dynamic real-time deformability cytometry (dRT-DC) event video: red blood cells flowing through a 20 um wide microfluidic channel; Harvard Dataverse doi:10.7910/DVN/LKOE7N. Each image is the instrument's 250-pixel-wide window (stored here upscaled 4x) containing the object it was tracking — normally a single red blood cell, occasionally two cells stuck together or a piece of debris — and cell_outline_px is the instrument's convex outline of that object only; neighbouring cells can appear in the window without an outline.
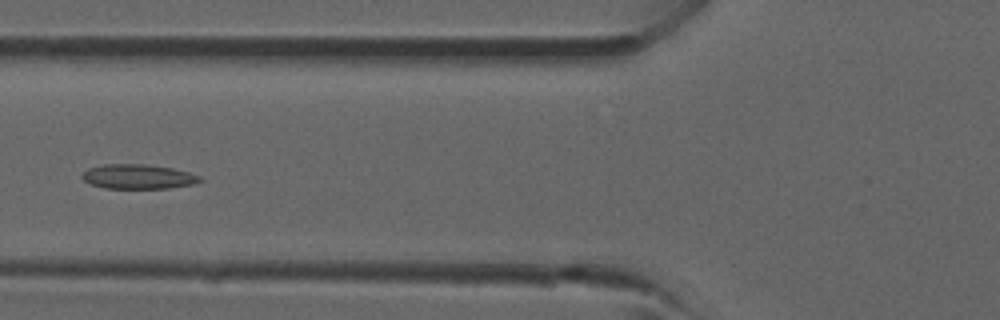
{"species": "common noctule bat (a hibernating species)", "species_latin": "Nyctalus noctula", "temperature_condition": "room temperature", "stored_images_in_passage": 36, "camera_frame_rate_fps": 3000, "um_per_image_px": 0.085, "animal": {"sex": "male", "forearm_length_mm": 52.5}, "frame": {"image": 1, "passage_image": 11, "time_ms": 3.333, "image_size_px": [1000, 320], "cell_outline_px": [[204, 180], [192, 184], [168, 188], [104, 188], [92, 184], [84, 180], [80, 176], [88, 168], [104, 164], [148, 164], [172, 168], [188, 172], [200, 176]], "centroid_in_image_um": [11.74, 15.0], "position_along_channel_um": 114.1, "area_um2": 16.82}}
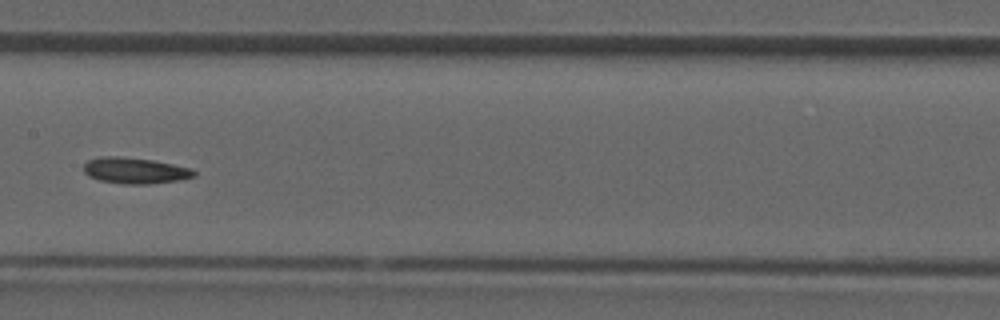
{"frame": {"image": 2, "passage_image": 16, "time_ms": 5.0, "image_size_px": [1000, 320], "cell_outline_px": [[196, 176], [180, 180], [148, 184], [124, 184], [100, 180], [88, 176], [84, 172], [84, 164], [88, 160], [100, 156], [120, 156], [152, 160], [192, 168], [196, 172]], "centroid_in_image_um": [11.48, 14.5], "position_along_channel_um": 195.9, "area_um2": 16.82}}